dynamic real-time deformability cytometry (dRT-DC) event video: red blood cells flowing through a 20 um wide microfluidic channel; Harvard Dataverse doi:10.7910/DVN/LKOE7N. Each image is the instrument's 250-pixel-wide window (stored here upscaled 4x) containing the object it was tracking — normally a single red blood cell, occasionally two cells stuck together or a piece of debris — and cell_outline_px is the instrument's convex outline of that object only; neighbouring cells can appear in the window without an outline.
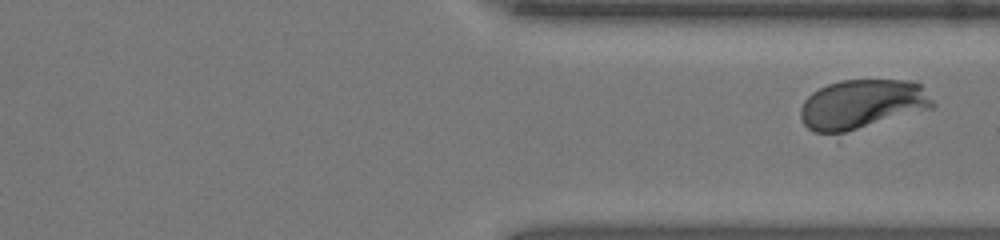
{"species": "human", "species_latin": "Homo sapiens", "temperature_condition": "room temperature", "stored_images_in_passage": 29, "segment_of_instrument_passage": [2, 2], "camera_frame_rate_fps": 3000, "um_per_image_px": 0.085, "donor": {"sex": "female"}, "frame": {"image": 1, "passage_image": 29, "time_ms": 9.333, "image_size_px": [1000, 240], "cell_outline_px": [[936, 108], [844, 132], [816, 132], [808, 128], [800, 120], [800, 108], [804, 100], [812, 92], [828, 84], [840, 80], [916, 80], [920, 84], [936, 104]], "centroid_in_image_um": [73.31, 8.84], "position_along_channel_um": 338.1, "area_um2": 38.15}}